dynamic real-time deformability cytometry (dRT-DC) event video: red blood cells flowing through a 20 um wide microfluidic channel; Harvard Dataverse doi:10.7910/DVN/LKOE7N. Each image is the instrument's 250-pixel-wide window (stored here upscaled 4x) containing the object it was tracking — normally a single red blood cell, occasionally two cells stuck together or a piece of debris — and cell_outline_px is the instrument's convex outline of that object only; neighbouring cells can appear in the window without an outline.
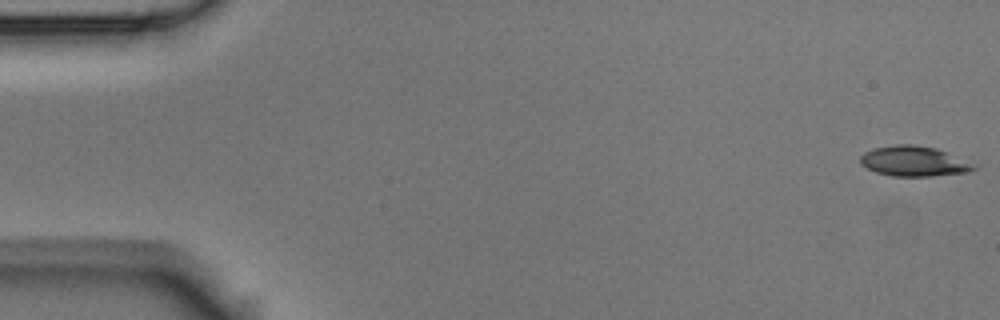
{"species": "Egyptian fruit bat (a non-hibernating species)", "species_latin": "Rousettus aegyptiacus", "temperature_condition": "room temperature", "stored_images_in_passage": 6, "camera_frame_rate_fps": 3000, "um_per_image_px": 0.085, "animal": {"sex": "male"}, "frame": {"image": 1, "passage_image": 1, "time_ms": 0.0, "image_size_px": [1000, 320], "cell_outline_px": [[976, 168], [964, 172], [932, 176], [892, 176], [876, 172], [860, 164], [860, 156], [864, 152], [876, 148], [896, 144], [912, 144], [936, 148], [948, 152], [972, 164]], "centroid_in_image_um": [77.62, 13.7], "position_along_channel_um": 7.4, "area_um2": 19.65}}